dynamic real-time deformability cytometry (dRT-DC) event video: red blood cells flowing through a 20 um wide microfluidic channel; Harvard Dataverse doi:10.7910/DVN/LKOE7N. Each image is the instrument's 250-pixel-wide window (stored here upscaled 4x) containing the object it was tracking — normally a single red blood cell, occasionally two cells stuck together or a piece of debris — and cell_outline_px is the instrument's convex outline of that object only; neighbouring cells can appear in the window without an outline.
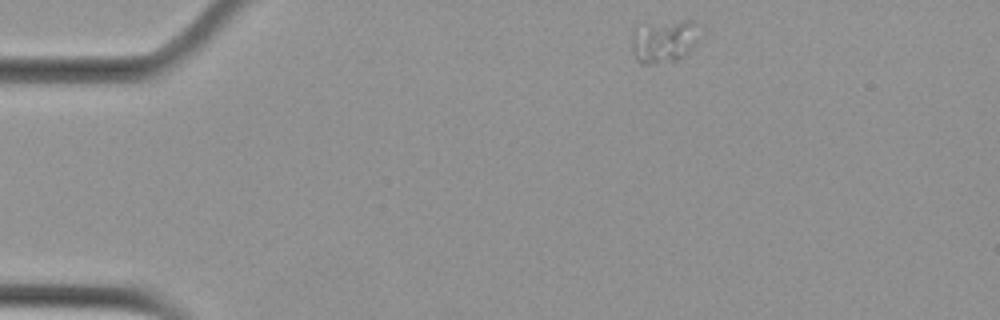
{"species": "Egyptian fruit bat (a non-hibernating species)", "species_latin": "Rousettus aegyptiacus", "temperature_condition": "cold", "stored_images_in_passage": 4, "camera_frame_rate_fps": 3000, "um_per_image_px": 0.085, "animal": {"sex": "female"}, "frame": {"image": 1, "passage_image": 1, "time_ms": 0.0, "image_size_px": [1000, 320], "cell_outline_px": [[696, 44], [684, 56], [676, 60], [652, 64], [640, 64], [636, 60], [632, 48], [632, 32], [684, 20], [692, 20], [696, 40]], "centroid_in_image_um": [56.41, 3.61], "position_along_channel_um": 28.6, "area_um2": 15.55}}